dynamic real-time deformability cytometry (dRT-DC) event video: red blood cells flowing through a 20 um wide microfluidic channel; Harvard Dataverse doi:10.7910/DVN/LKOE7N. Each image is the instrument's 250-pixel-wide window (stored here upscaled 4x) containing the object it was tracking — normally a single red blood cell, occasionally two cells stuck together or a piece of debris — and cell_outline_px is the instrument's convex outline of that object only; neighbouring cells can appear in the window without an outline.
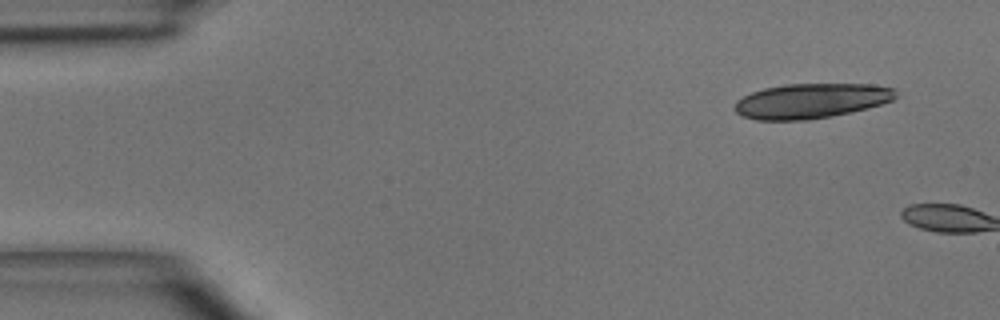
{"species": "common noctule bat (a hibernating species)", "species_latin": "Nyctalus noctula", "temperature_condition": "room temperature", "stored_images_in_passage": 2, "camera_frame_rate_fps": 3000, "um_per_image_px": 0.085, "animal": {"sex": "male", "body_mass_g": 15.6}, "frame": {"image": 1, "passage_image": 1, "time_ms": 0.0, "image_size_px": [1000, 320], "cell_outline_px": [[896, 96], [892, 100], [868, 108], [832, 116], [808, 120], [756, 120], [744, 116], [736, 112], [736, 100], [752, 92], [764, 88], [784, 84], [872, 84], [892, 88], [896, 92]], "centroid_in_image_um": [68.94, 8.57], "position_along_channel_um": 16.1, "area_um2": 32.6}}